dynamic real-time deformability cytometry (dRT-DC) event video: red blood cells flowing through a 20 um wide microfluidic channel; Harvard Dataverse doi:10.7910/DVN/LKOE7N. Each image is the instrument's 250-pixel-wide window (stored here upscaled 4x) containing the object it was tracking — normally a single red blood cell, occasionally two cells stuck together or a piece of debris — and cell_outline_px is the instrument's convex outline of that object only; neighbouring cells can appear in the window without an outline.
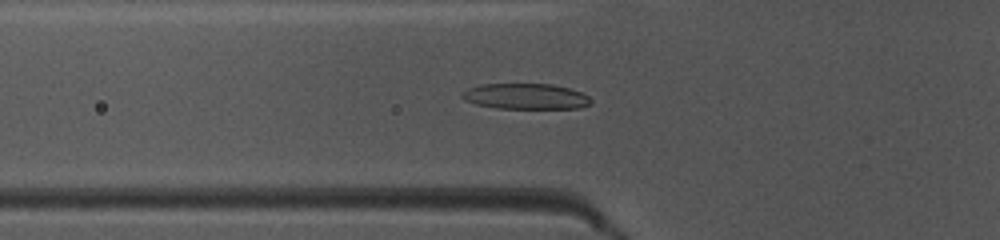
{"species": "common noctule bat (a hibernating species)", "species_latin": "Nyctalus noctula", "temperature_condition": "warm", "stored_images_in_passage": 28, "camera_frame_rate_fps": 3000, "um_per_image_px": 0.085, "animal": {"sex": "female", "body_mass_g": 10.0, "forearm_length_mm": 53.1}, "frame": {"image": 1, "passage_image": 15, "time_ms": 4.667, "image_size_px": [1000, 240], "cell_outline_px": [[592, 104], [580, 108], [496, 108], [476, 104], [464, 100], [460, 96], [460, 92], [468, 88], [480, 84], [552, 84], [568, 88], [580, 92], [588, 96], [592, 100]], "centroid_in_image_um": [44.65, 8.19], "position_along_channel_um": 81.1, "area_um2": 19.36}}
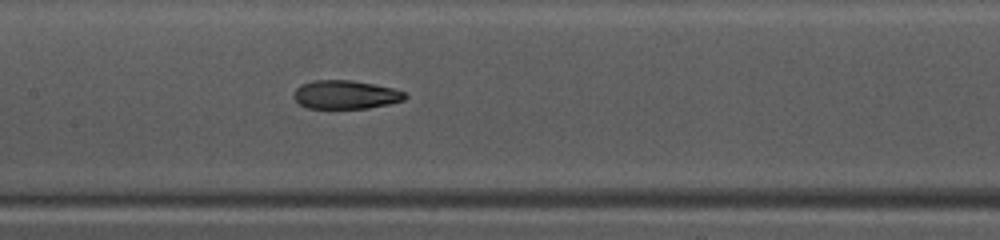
{"frame": {"image": 2, "passage_image": 22, "time_ms": 7.0, "image_size_px": [1000, 240], "cell_outline_px": [[408, 96], [404, 100], [388, 104], [368, 108], [308, 108], [300, 104], [292, 96], [292, 92], [300, 84], [312, 80], [352, 80], [392, 88], [404, 92]], "centroid_in_image_um": [29.33, 8.04], "position_along_channel_um": 178.1, "area_um2": 18.55}}
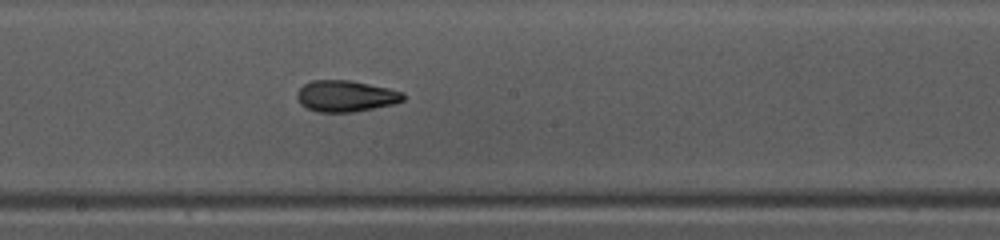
{"frame": {"image": 3, "passage_image": 25, "time_ms": 8.0, "image_size_px": [1000, 240], "cell_outline_px": [[404, 100], [396, 104], [352, 112], [320, 112], [308, 108], [300, 104], [296, 96], [296, 92], [304, 84], [312, 80], [352, 80], [388, 88], [404, 92]], "centroid_in_image_um": [29.4, 8.16], "position_along_channel_um": 218.8, "area_um2": 19.48}}